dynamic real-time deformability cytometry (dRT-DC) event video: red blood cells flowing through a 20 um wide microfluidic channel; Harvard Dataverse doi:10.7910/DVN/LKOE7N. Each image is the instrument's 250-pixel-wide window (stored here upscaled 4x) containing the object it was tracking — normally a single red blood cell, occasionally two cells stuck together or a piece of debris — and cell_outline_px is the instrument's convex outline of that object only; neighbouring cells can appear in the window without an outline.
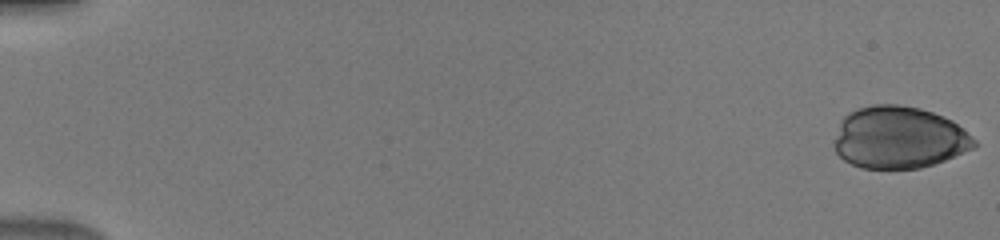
{"species": "human", "species_latin": "Homo sapiens", "temperature_condition": "warm", "stored_images_in_passage": 50, "camera_frame_rate_fps": 3000, "um_per_image_px": 0.085, "donor": {"sex": "male"}, "frame": {"image": 1, "passage_image": 1, "time_ms": 0.0, "image_size_px": [1000, 240], "cell_outline_px": [[980, 144], [976, 148], [944, 160], [920, 168], [864, 168], [852, 164], [844, 160], [836, 152], [832, 144], [840, 120], [848, 112], [856, 108], [872, 104], [896, 104], [920, 108], [944, 116], [952, 120], [972, 136]], "centroid_in_image_um": [76.4, 11.68], "position_along_channel_um": 8.6, "area_um2": 51.1}}
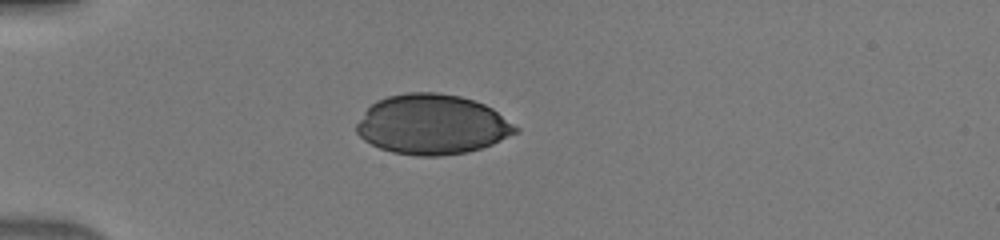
{"frame": {"image": 2, "passage_image": 15, "time_ms": 4.667, "image_size_px": [1000, 240], "cell_outline_px": [[520, 132], [492, 144], [468, 152], [440, 156], [416, 156], [392, 152], [380, 148], [364, 140], [356, 132], [356, 124], [364, 112], [376, 100], [388, 96], [408, 92], [436, 92], [460, 96], [484, 104], [492, 108], [520, 128]], "centroid_in_image_um": [36.74, 10.58], "position_along_channel_um": 48.3, "area_um2": 55.66}}
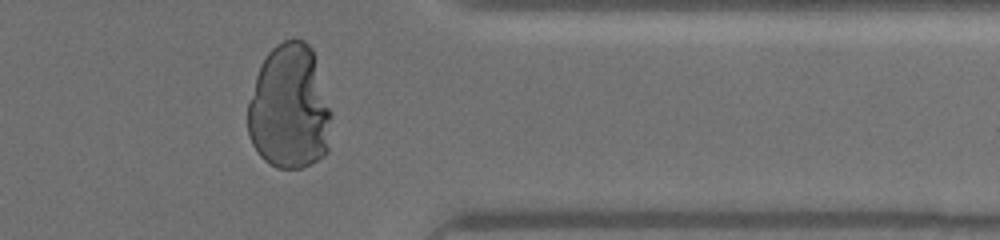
{"frame": {"image": 3, "passage_image": 42, "time_ms": 13.667, "image_size_px": [1000, 240], "cell_outline_px": [[332, 116], [328, 152], [324, 156], [312, 164], [300, 168], [276, 168], [268, 164], [260, 156], [252, 144], [248, 132], [248, 100], [260, 64], [268, 52], [276, 44], [284, 40], [304, 40], [312, 48], [332, 112]], "centroid_in_image_um": [24.61, 9.16], "position_along_channel_um": 386.8, "area_um2": 61.67}}